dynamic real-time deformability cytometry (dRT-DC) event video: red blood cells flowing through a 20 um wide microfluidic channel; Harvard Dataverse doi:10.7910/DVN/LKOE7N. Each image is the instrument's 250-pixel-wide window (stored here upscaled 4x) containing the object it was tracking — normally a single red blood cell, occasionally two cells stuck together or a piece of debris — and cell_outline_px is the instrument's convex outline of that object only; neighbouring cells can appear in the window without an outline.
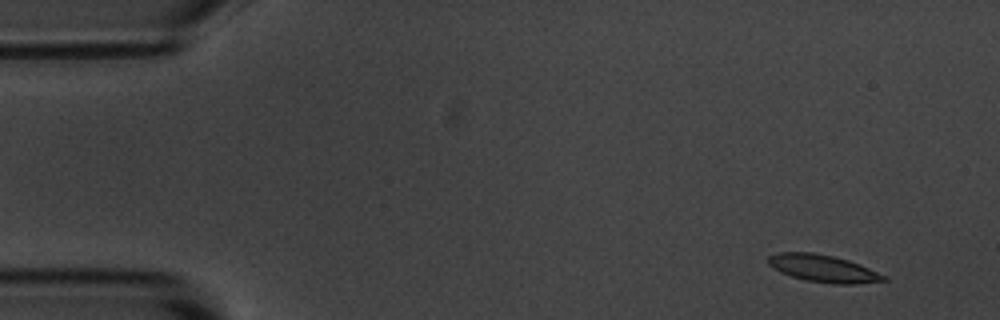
{"species": "common noctule bat (a hibernating species)", "species_latin": "Nyctalus noctula", "temperature_condition": "room temperature", "stored_images_in_passage": 7, "camera_frame_rate_fps": 3000, "um_per_image_px": 0.085, "animal": {"sex": "male", "body_mass_g": 20.1, "forearm_length_mm": 53.5}, "frame": {"image": 1, "passage_image": 1, "time_ms": 0.0, "image_size_px": [1000, 320], "cell_outline_px": [[888, 280], [856, 284], [836, 284], [804, 280], [780, 272], [768, 264], [768, 256], [776, 252], [812, 252], [832, 256], [848, 260], [860, 264], [888, 276]], "centroid_in_image_um": [69.98, 22.82], "position_along_channel_um": 15.0, "area_um2": 18.44}}
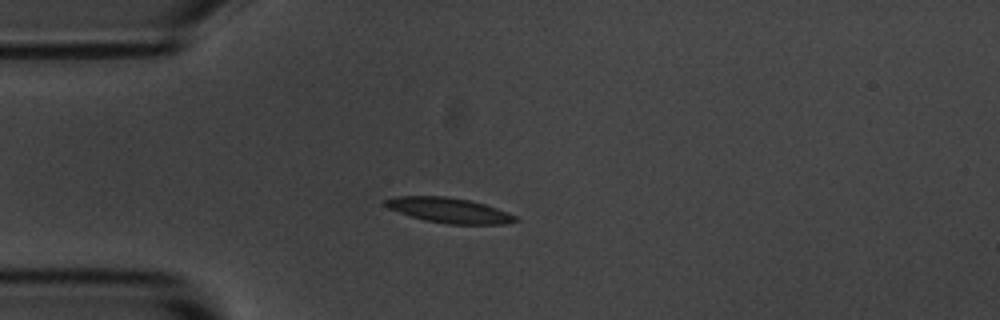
{"frame": {"image": 2, "passage_image": 4, "time_ms": 3.333, "image_size_px": [1000, 320], "cell_outline_px": [[520, 220], [504, 224], [448, 224], [424, 220], [408, 216], [388, 208], [384, 204], [384, 200], [396, 196], [444, 196], [468, 200], [484, 204], [508, 212], [516, 216]], "centroid_in_image_um": [38.15, 17.88], "position_along_channel_um": 46.8, "area_um2": 19.02}}
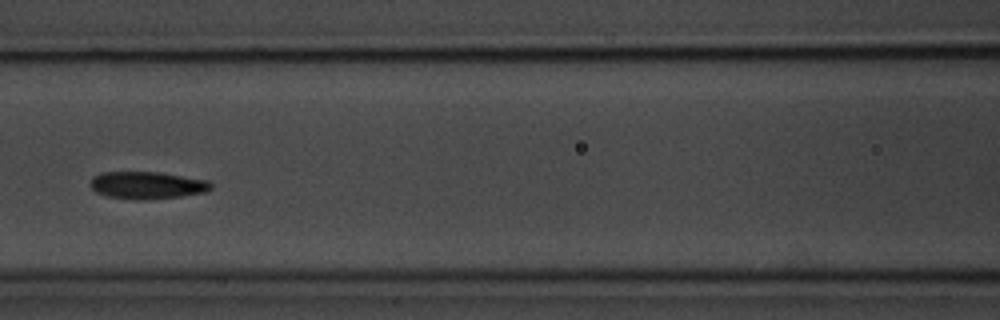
{"frame": {"image": 3, "passage_image": 7, "time_ms": 6.667, "image_size_px": [1000, 320], "cell_outline_px": [[212, 188], [204, 192], [180, 196], [144, 200], [136, 200], [108, 196], [96, 192], [88, 184], [92, 176], [100, 172], [160, 172], [208, 180], [212, 184]], "centroid_in_image_um": [12.47, 15.73], "position_along_channel_um": 154.1, "area_um2": 19.31}}